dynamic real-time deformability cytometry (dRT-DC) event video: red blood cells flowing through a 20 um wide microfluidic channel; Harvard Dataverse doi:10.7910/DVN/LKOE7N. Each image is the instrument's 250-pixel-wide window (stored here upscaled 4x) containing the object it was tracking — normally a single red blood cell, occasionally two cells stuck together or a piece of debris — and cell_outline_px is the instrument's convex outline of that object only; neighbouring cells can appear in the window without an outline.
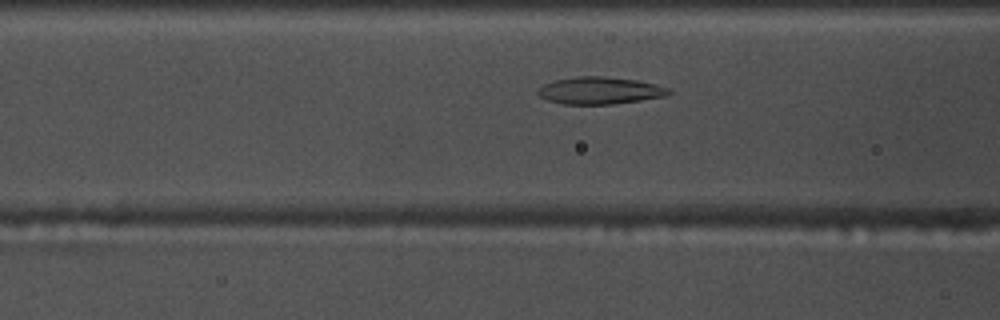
{"species": "common noctule bat (a hibernating species)", "species_latin": "Nyctalus noctula", "temperature_condition": "warm", "stored_images_in_passage": 33, "camera_frame_rate_fps": 3000, "um_per_image_px": 0.085, "animal": {"sex": "male", "body_mass_g": 17.5, "forearm_length_mm": 52.3}, "frame": {"image": 1, "passage_image": 6, "time_ms": 1.667, "image_size_px": [1000, 320], "cell_outline_px": [[672, 92], [664, 96], [640, 100], [612, 104], [564, 104], [548, 100], [540, 96], [536, 92], [544, 84], [552, 80], [576, 76], [604, 76], [636, 80], [656, 84], [668, 88]], "centroid_in_image_um": [50.96, 7.69], "position_along_channel_um": 115.6, "area_um2": 20.63}}
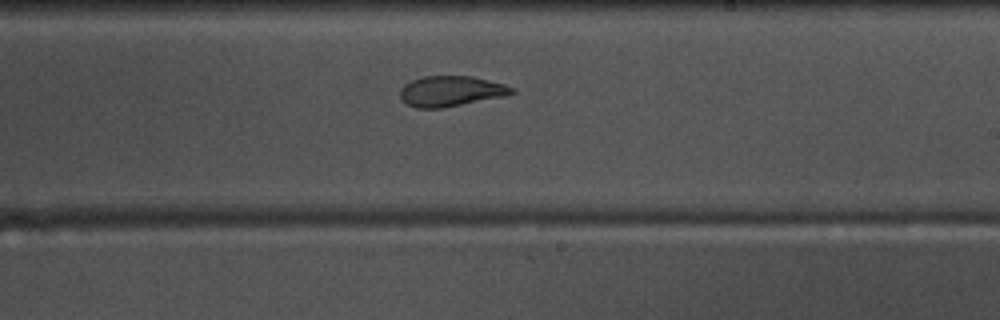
{"frame": {"image": 2, "passage_image": 17, "time_ms": 5.333, "image_size_px": [1000, 320], "cell_outline_px": [[516, 92], [508, 96], [444, 108], [416, 108], [408, 104], [400, 96], [400, 88], [404, 84], [412, 80], [424, 76], [472, 76], [504, 84], [516, 88]], "centroid_in_image_um": [38.38, 7.75], "position_along_channel_um": 250.6, "area_um2": 20.06}}
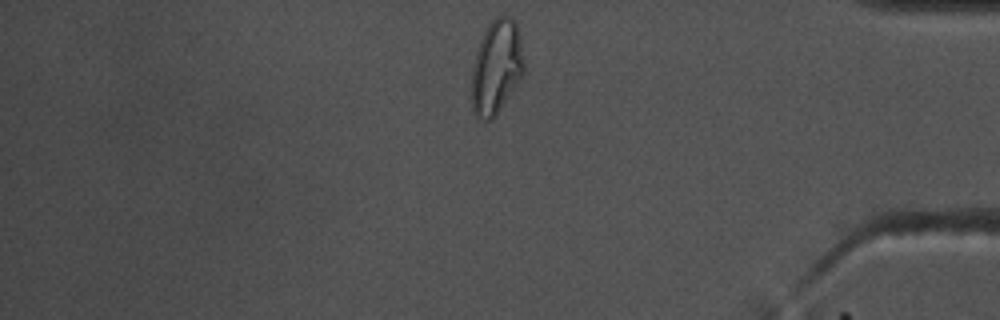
{"frame": {"image": 3, "passage_image": 31, "time_ms": 10.0, "image_size_px": [1000, 320], "cell_outline_px": [[524, 72], [520, 80], [496, 116], [492, 120], [484, 120], [476, 116], [472, 112], [472, 68], [476, 52], [480, 40], [488, 24], [496, 16], [512, 16], [516, 20], [520, 32], [524, 64]], "centroid_in_image_um": [42.21, 5.68], "position_along_channel_um": 393.0, "area_um2": 29.07}, "authors_computed_cell_mechanics": {"area_um2": 20.4612, "velocity_mm_per_s": 3.6885, "shape_relaxation_time_tau1_ms": 7.2401, "shape_relaxation_time_tau2_ms": 1.5563, "deformation_change_tau1": 0.2128, "deformation_change_tau2": 0.0812}}